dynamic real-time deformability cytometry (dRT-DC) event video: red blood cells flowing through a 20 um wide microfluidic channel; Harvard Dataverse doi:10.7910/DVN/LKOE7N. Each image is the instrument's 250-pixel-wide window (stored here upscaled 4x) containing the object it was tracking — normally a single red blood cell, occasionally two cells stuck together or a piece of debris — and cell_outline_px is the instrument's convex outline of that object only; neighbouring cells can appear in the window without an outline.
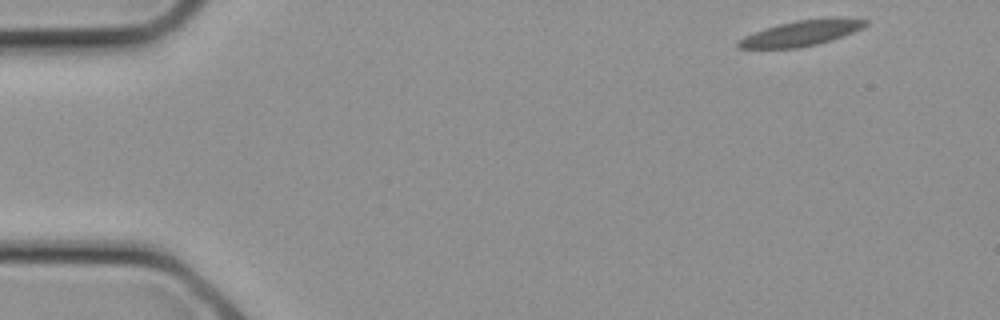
{"species": "common noctule bat (a hibernating species)", "species_latin": "Nyctalus noctula", "temperature_condition": "cold", "stored_images_in_passage": 7, "camera_frame_rate_fps": 3000, "um_per_image_px": 0.085, "animal": {"sex": "female", "body_mass_g": 21.9}, "frame": {"image": 1, "passage_image": 1, "time_ms": 0.0, "image_size_px": [1000, 320], "cell_outline_px": [[868, 24], [844, 36], [832, 40], [816, 44], [796, 48], [736, 48], [736, 40], [744, 36], [780, 24], [796, 20], [832, 16], [868, 20]], "centroid_in_image_um": [68.13, 2.8], "position_along_channel_um": 16.9, "area_um2": 18.9}}
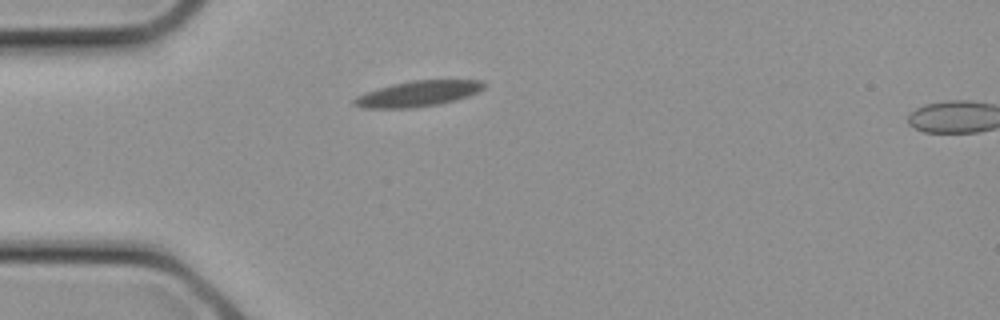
{"frame": {"image": 2, "passage_image": 6, "time_ms": 1.667, "image_size_px": [1000, 320], "cell_outline_px": [[488, 84], [484, 88], [468, 96], [440, 104], [412, 108], [364, 108], [352, 104], [352, 100], [356, 96], [392, 84], [412, 80], [484, 80]], "centroid_in_image_um": [35.55, 7.96], "position_along_channel_um": 49.4, "area_um2": 19.36}}